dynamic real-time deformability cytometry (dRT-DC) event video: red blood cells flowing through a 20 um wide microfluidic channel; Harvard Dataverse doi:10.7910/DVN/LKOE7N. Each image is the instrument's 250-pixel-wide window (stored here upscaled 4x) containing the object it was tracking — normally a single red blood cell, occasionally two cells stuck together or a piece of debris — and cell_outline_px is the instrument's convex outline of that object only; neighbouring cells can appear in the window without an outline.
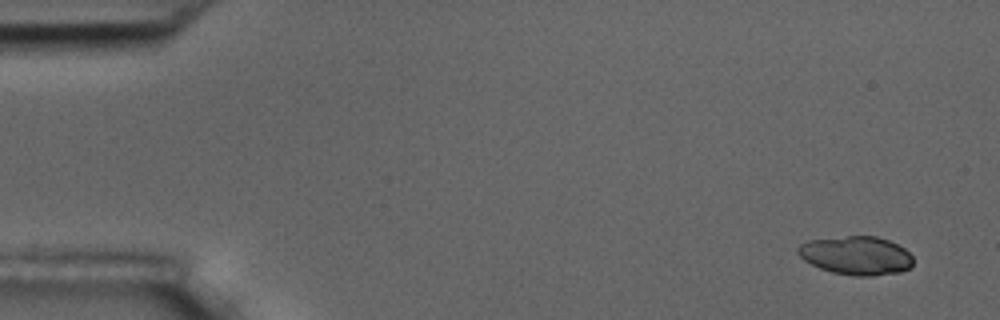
{"species": "common noctule bat (a hibernating species)", "species_latin": "Nyctalus noctula", "temperature_condition": "room temperature", "stored_images_in_passage": 5, "camera_frame_rate_fps": 3000, "um_per_image_px": 0.085, "animal": {"sex": "male", "body_mass_g": 17.5, "forearm_length_mm": 52.3}, "frame": {"image": 1, "passage_image": 1, "time_ms": 0.0, "image_size_px": [1000, 320], "cell_outline_px": [[912, 264], [908, 268], [900, 272], [872, 276], [852, 276], [832, 272], [820, 268], [804, 260], [796, 252], [796, 248], [800, 244], [808, 240], [848, 236], [876, 236], [888, 240], [904, 248], [912, 256]], "centroid_in_image_um": [72.75, 21.72], "position_along_channel_um": 12.2, "area_um2": 25.89}}